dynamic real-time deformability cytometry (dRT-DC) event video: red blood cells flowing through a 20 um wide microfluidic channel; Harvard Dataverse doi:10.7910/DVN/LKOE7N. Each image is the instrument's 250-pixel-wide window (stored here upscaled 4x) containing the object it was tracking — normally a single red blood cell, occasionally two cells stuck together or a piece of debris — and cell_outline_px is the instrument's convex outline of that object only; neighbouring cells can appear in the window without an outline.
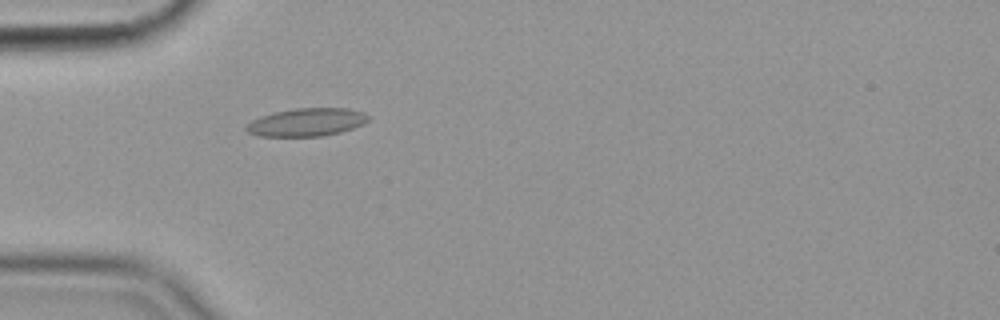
{"species": "common noctule bat (a hibernating species)", "species_latin": "Nyctalus noctula", "temperature_condition": "cold", "stored_images_in_passage": 57, "camera_frame_rate_fps": 3000, "um_per_image_px": 0.085, "animal": {"sex": "female", "body_mass_g": 19.9}, "frame": {"image": 1, "passage_image": 18, "time_ms": 5.667, "image_size_px": [1000, 320], "cell_outline_px": [[372, 116], [364, 124], [340, 132], [324, 136], [256, 136], [248, 132], [244, 128], [252, 120], [260, 116], [272, 112], [296, 108], [348, 108], [364, 112]], "centroid_in_image_um": [26.08, 10.38], "position_along_channel_um": 58.9, "area_um2": 20.11}}
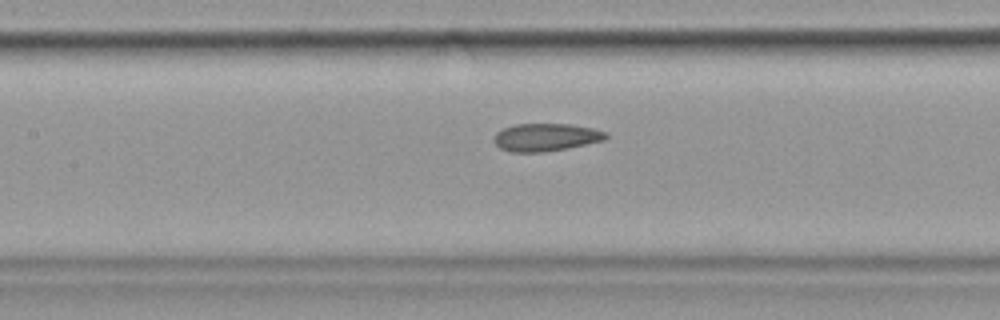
{"frame": {"image": 2, "passage_image": 27, "time_ms": 8.667, "image_size_px": [1000, 320], "cell_outline_px": [[608, 136], [604, 140], [568, 148], [540, 152], [512, 152], [500, 148], [492, 140], [496, 132], [504, 128], [516, 124], [572, 124], [592, 128], [608, 132]], "centroid_in_image_um": [46.4, 11.66], "position_along_channel_um": 161.0, "area_um2": 18.09}}
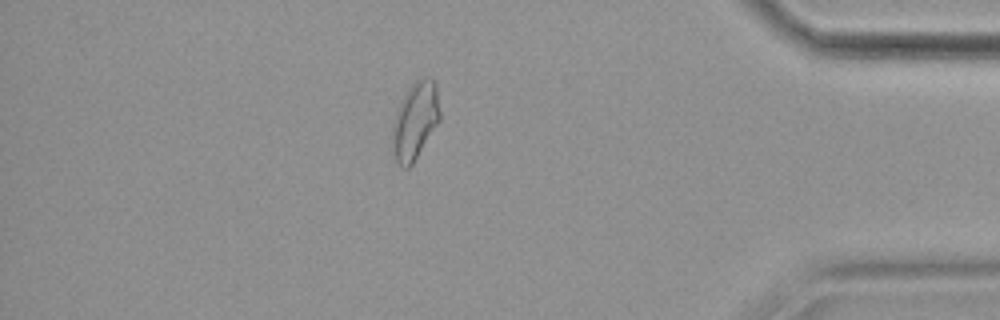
{"frame": {"image": 3, "passage_image": 50, "time_ms": 16.333, "image_size_px": [1000, 320], "cell_outline_px": [[440, 120], [412, 164], [408, 168], [404, 168], [396, 160], [392, 148], [392, 124], [396, 112], [408, 88], [416, 80], [424, 76], [428, 76], [436, 80], [440, 112]], "centroid_in_image_um": [35.3, 10.22], "position_along_channel_um": 399.9, "area_um2": 21.39}, "authors_computed_cell_mechanics": {"area_um2": 18.9006, "velocity_mm_per_s": 3.5515, "shape_relaxation_time_tau1_ms": 5.7259, "shape_relaxation_time_tau2_ms": 1.4731, "deformation_change_tau1": 0.1311, "deformation_change_tau2": 0.0755}}